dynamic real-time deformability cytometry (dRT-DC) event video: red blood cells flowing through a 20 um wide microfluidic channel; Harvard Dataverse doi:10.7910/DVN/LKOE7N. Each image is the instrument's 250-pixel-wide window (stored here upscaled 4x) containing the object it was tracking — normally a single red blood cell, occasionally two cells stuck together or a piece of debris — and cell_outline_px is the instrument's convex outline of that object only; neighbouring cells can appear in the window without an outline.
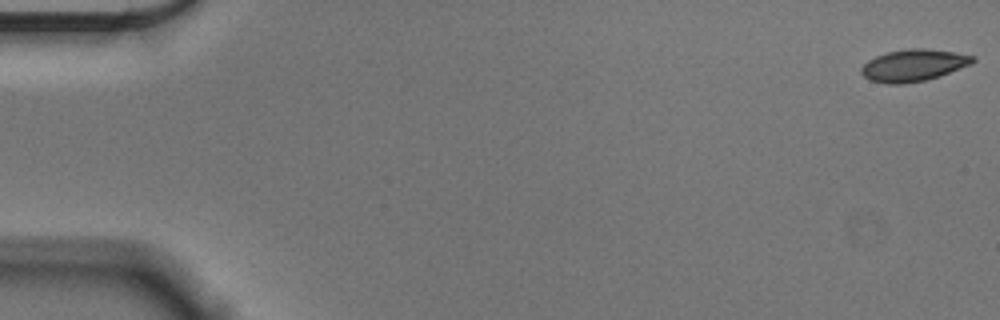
{"species": "Egyptian fruit bat (a non-hibernating species)", "species_latin": "Rousettus aegyptiacus", "temperature_condition": "cold", "stored_images_in_passage": 16, "camera_frame_rate_fps": 3000, "um_per_image_px": 0.085, "animal": {"sex": "male"}, "frame": {"image": 1, "passage_image": 1, "time_ms": 0.0, "image_size_px": [1000, 320], "cell_outline_px": [[976, 60], [972, 64], [940, 76], [924, 80], [900, 84], [888, 84], [868, 80], [860, 72], [860, 68], [868, 60], [876, 56], [888, 52], [908, 48], [924, 48], [956, 52], [976, 56]], "centroid_in_image_um": [77.66, 5.54], "position_along_channel_um": 7.3, "area_um2": 20.87}}
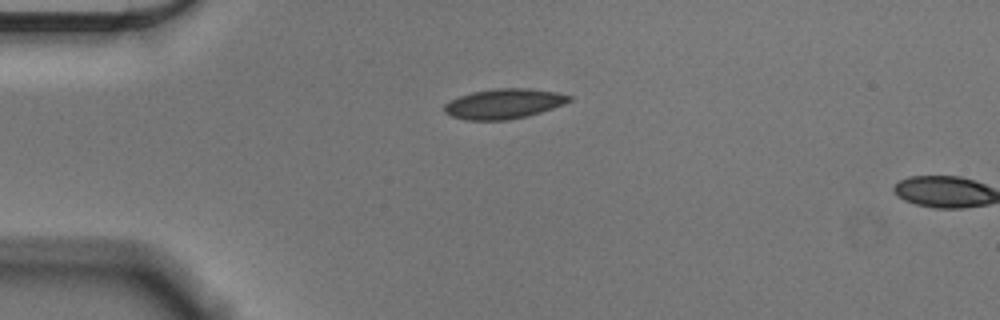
{"frame": {"image": 2, "passage_image": 14, "time_ms": 4.333, "image_size_px": [1000, 320], "cell_outline_px": [[572, 100], [564, 104], [528, 116], [508, 120], [468, 120], [452, 116], [444, 112], [444, 104], [460, 96], [472, 92], [496, 88], [528, 88], [556, 92], [572, 96]], "centroid_in_image_um": [42.84, 8.82], "position_along_channel_um": 42.2, "area_um2": 21.73}}